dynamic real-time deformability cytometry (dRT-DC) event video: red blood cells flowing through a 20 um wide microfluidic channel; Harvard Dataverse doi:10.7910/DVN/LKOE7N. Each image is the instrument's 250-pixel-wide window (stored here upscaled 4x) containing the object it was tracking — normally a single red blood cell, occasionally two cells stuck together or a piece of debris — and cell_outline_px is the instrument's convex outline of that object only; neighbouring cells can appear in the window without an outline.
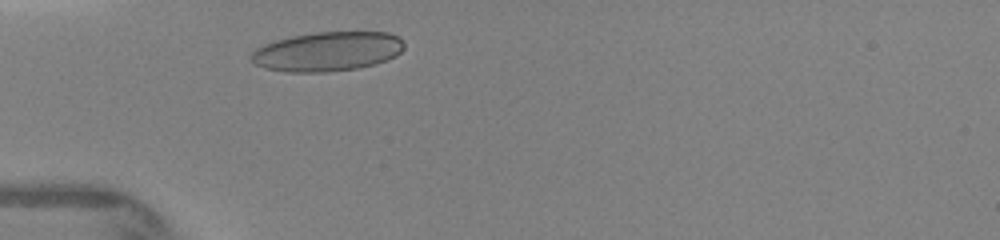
{"species": "human", "species_latin": "Homo sapiens", "temperature_condition": "warm", "stored_images_in_passage": 3, "camera_frame_rate_fps": 3000, "um_per_image_px": 0.085, "donor": {"sex": "female"}, "frame": {"image": 1, "passage_image": 3, "time_ms": 1.0, "image_size_px": [1000, 240], "cell_outline_px": [[404, 48], [396, 56], [372, 64], [356, 68], [324, 72], [288, 72], [264, 68], [256, 64], [248, 56], [256, 48], [264, 44], [276, 40], [292, 36], [316, 32], [388, 32], [400, 36], [404, 44]], "centroid_in_image_um": [27.82, 4.37], "position_along_channel_um": 57.2, "area_um2": 35.03}}